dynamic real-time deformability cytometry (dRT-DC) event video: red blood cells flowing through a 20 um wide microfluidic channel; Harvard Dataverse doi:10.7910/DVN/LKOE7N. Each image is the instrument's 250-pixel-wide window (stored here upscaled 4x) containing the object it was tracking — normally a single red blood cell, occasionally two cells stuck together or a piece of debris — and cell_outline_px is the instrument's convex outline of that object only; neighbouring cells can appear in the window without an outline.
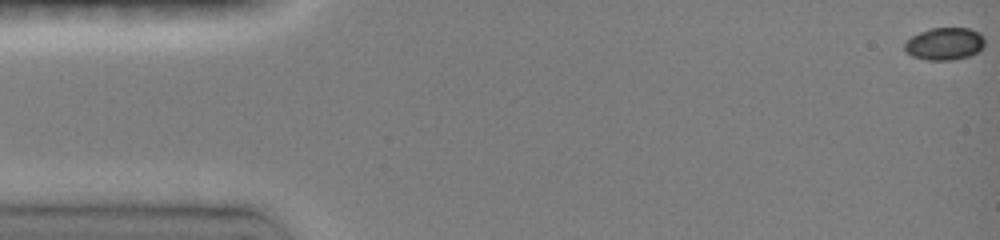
{"species": "common noctule bat (a hibernating species)", "species_latin": "Nyctalus noctula", "temperature_condition": "room temperature", "stored_images_in_passage": 75, "camera_frame_rate_fps": 3000, "um_per_image_px": 0.085, "animal": {"sex": "female", "body_mass_g": 19.0, "forearm_length_mm": 51.5}, "frame": {"image": 1, "passage_image": 1, "time_ms": 0.0, "image_size_px": [1000, 240], "cell_outline_px": [[984, 44], [976, 52], [968, 56], [952, 60], [928, 60], [912, 56], [904, 48], [904, 44], [912, 36], [920, 32], [932, 28], [968, 28], [980, 32], [984, 36]], "centroid_in_image_um": [80.3, 3.71], "position_along_channel_um": 4.7, "area_um2": 14.97}}
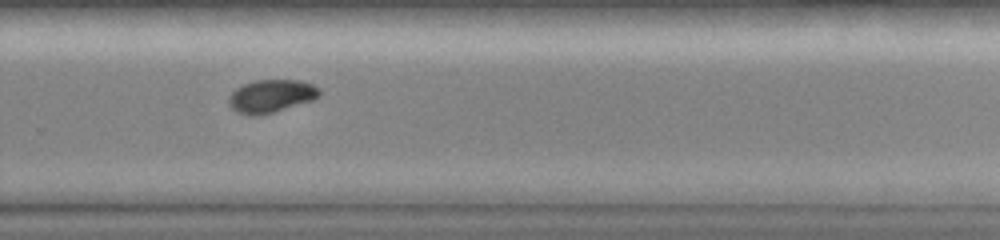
{"frame": {"image": 2, "passage_image": 47, "time_ms": 10.667, "image_size_px": [1000, 240], "cell_outline_px": [[320, 96], [312, 100], [272, 112], [252, 116], [236, 112], [228, 104], [228, 96], [236, 88], [244, 84], [256, 80], [300, 80], [312, 84], [320, 88]], "centroid_in_image_um": [23.03, 8.15], "position_along_channel_um": 306.8, "area_um2": 17.28}}
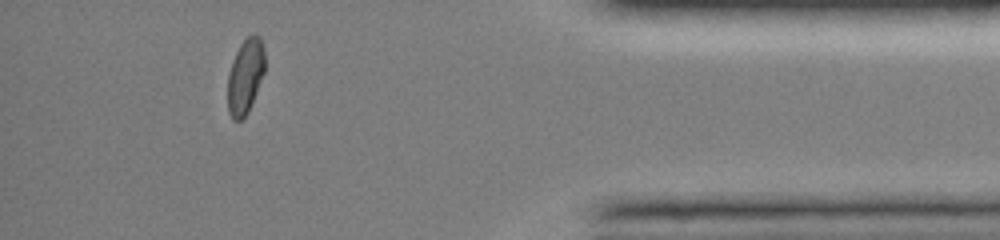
{"frame": {"image": 3, "passage_image": 65, "time_ms": 14.0, "image_size_px": [1000, 240], "cell_outline_px": [[264, 72], [248, 112], [240, 120], [232, 120], [228, 112], [228, 72], [232, 60], [240, 44], [248, 36], [260, 36], [264, 48]], "centroid_in_image_um": [20.83, 6.49], "position_along_channel_um": 414.4, "area_um2": 16.07}, "authors_computed_cell_mechanics": {"area_um2": 17.1666, "velocity_mm_per_s": 4.0931, "shape_relaxation_time_tau1_ms": 5.7965, "shape_relaxation_time_tau2_ms": null, "deformation_change_tau1": 0.1578, "deformation_change_tau2": null}}